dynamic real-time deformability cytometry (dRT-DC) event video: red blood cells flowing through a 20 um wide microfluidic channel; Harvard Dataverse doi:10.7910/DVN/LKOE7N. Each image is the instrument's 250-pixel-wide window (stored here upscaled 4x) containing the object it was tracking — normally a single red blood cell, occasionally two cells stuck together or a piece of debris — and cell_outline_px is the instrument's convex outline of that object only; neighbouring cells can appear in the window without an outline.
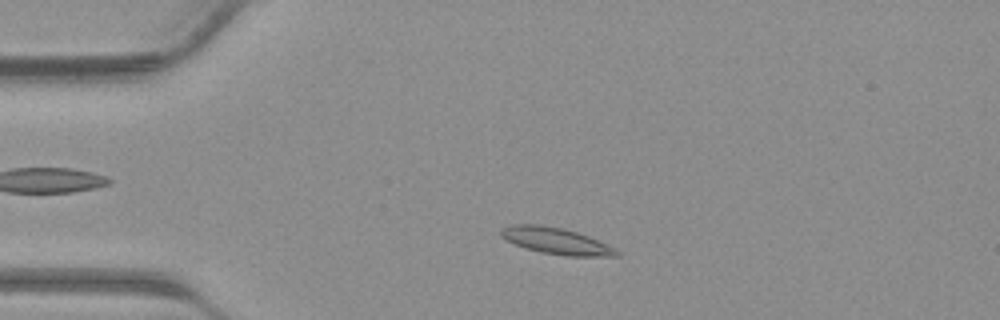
{"species": "common noctule bat (a hibernating species)", "species_latin": "Nyctalus noctula", "temperature_condition": "warm", "stored_images_in_passage": 37, "camera_frame_rate_fps": 3000, "um_per_image_px": 0.085, "animal": {"sex": "male", "body_mass_g": 23.1, "forearm_length_mm": 52.7}, "frame": {"image": 1, "passage_image": 6, "time_ms": 1.667, "image_size_px": [1000, 320], "cell_outline_px": [[620, 256], [568, 256], [540, 252], [516, 244], [500, 236], [500, 228], [512, 224], [540, 224], [560, 228], [576, 232], [588, 236], [616, 248], [620, 252]], "centroid_in_image_um": [47.28, 20.47], "position_along_channel_um": 37.7, "area_um2": 17.69}}
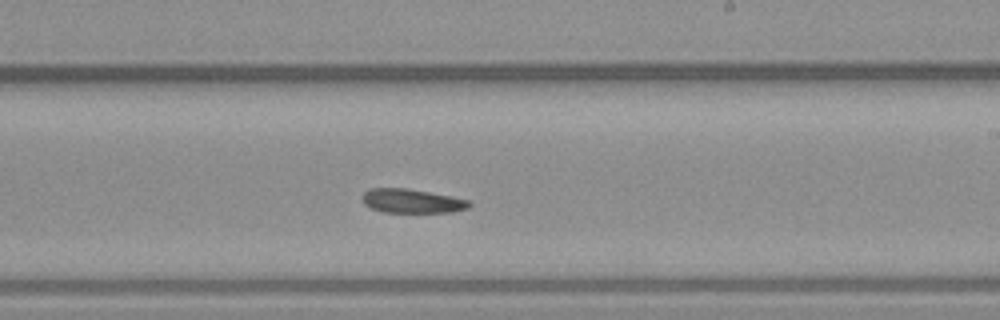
{"frame": {"image": 2, "passage_image": 21, "time_ms": 6.667, "image_size_px": [1000, 320], "cell_outline_px": [[472, 204], [468, 208], [452, 212], [384, 212], [372, 208], [364, 204], [364, 192], [368, 188], [408, 188], [452, 196], [468, 200]], "centroid_in_image_um": [35.04, 17.08], "position_along_channel_um": 254.0, "area_um2": 14.91}}
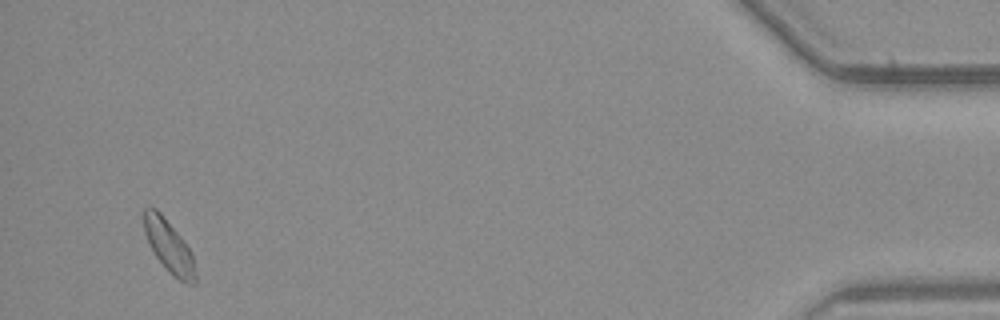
{"frame": {"image": 3, "passage_image": 36, "time_ms": 11.667, "image_size_px": [1000, 320], "cell_outline_px": [[196, 284], [184, 284], [156, 256], [148, 244], [144, 232], [144, 208], [148, 204], [156, 208], [160, 212], [180, 236], [188, 248], [192, 256], [196, 276]], "centroid_in_image_um": [14.33, 20.88], "position_along_channel_um": 420.9, "area_um2": 15.32}}